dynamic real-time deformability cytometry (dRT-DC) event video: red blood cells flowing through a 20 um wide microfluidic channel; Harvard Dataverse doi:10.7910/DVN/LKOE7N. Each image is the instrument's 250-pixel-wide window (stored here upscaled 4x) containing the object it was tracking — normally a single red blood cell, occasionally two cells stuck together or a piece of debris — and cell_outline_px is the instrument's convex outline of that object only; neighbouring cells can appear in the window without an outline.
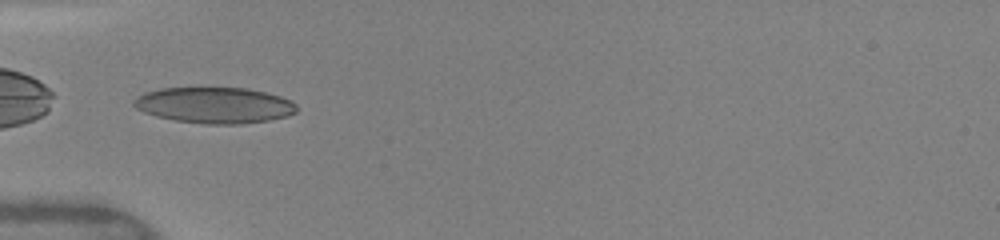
{"species": "human", "species_latin": "Homo sapiens", "temperature_condition": "warm", "stored_images_in_passage": 33, "camera_frame_rate_fps": 3000, "um_per_image_px": 0.085, "donor": {"sex": "female"}, "frame": {"image": 1, "passage_image": 1, "time_ms": 0.0, "image_size_px": [1000, 240], "cell_outline_px": [[296, 112], [288, 116], [268, 120], [240, 124], [204, 124], [176, 120], [156, 116], [144, 112], [136, 108], [132, 104], [132, 100], [144, 92], [160, 88], [248, 88], [268, 92], [292, 100], [296, 104]], "centroid_in_image_um": [18.24, 8.94], "position_along_channel_um": 66.8, "area_um2": 34.33}}
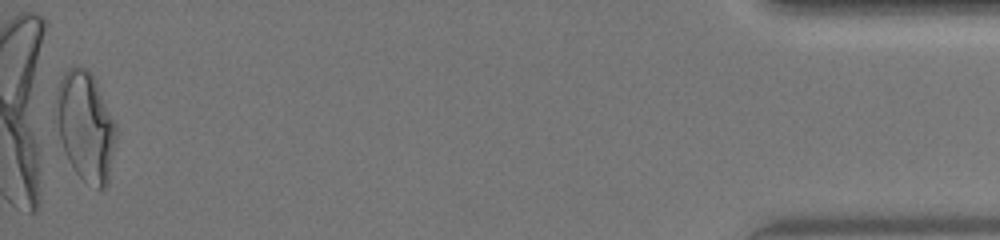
{"frame": {"image": 2, "passage_image": 33, "time_ms": 10.667, "image_size_px": [1000, 240], "cell_outline_px": [[116, 136], [108, 184], [104, 188], [96, 188], [84, 180], [76, 172], [68, 160], [60, 140], [56, 116], [56, 88], [64, 72], [72, 64], [88, 68], [96, 80], [116, 120]], "centroid_in_image_um": [7.28, 10.67], "position_along_channel_um": 427.9, "area_um2": 38.67}, "authors_computed_cell_mechanics": {"area_um2": 31.9634, "velocity_mm_per_s": 4.142, "shape_relaxation_time_tau1_ms": 5.7791, "shape_relaxation_time_tau2_ms": 0.6646, "deformation_change_tau1": 0.2052, "deformation_change_tau2": 0.0697}}